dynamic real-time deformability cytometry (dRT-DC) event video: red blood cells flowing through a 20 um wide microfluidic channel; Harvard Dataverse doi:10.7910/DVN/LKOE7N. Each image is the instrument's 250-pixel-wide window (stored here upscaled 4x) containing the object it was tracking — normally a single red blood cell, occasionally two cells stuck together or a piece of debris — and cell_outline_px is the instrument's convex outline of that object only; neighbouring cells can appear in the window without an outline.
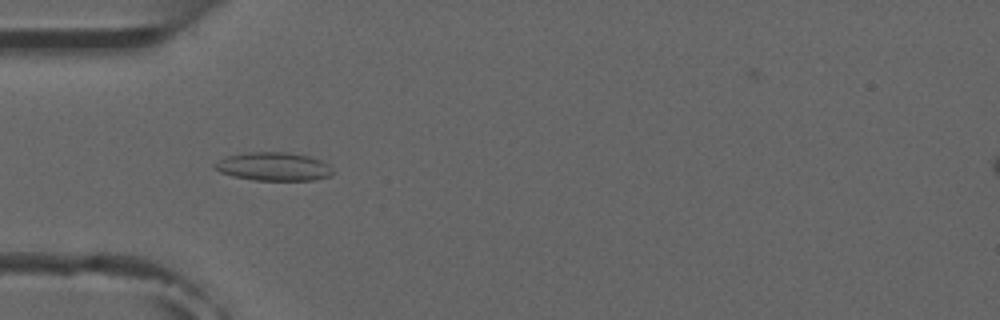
{"species": "common noctule bat (a hibernating species)", "species_latin": "Nyctalus noctula", "temperature_condition": "room temperature", "stored_images_in_passage": 9, "camera_frame_rate_fps": 3000, "um_per_image_px": 0.085, "animal": {"sex": "male", "forearm_length_mm": 52.5}, "frame": {"image": 1, "passage_image": 4, "time_ms": 4.333, "image_size_px": [1000, 320], "cell_outline_px": [[336, 172], [332, 176], [312, 180], [256, 180], [232, 176], [220, 172], [212, 168], [212, 164], [228, 156], [248, 152], [284, 152], [308, 156], [320, 160], [328, 164]], "centroid_in_image_um": [23.27, 14.16], "position_along_channel_um": 61.7, "area_um2": 19.59}}
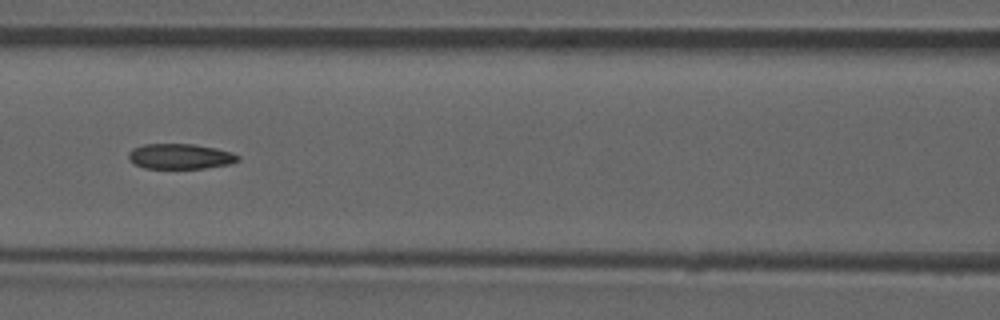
{"frame": {"image": 2, "passage_image": 6, "time_ms": 6.667, "image_size_px": [1000, 320], "cell_outline_px": [[240, 160], [232, 164], [204, 168], [144, 168], [136, 164], [128, 156], [128, 152], [132, 148], [144, 144], [192, 144], [216, 148], [232, 152], [240, 156]], "centroid_in_image_um": [15.36, 13.29], "position_along_channel_um": 151.2, "area_um2": 16.13}}